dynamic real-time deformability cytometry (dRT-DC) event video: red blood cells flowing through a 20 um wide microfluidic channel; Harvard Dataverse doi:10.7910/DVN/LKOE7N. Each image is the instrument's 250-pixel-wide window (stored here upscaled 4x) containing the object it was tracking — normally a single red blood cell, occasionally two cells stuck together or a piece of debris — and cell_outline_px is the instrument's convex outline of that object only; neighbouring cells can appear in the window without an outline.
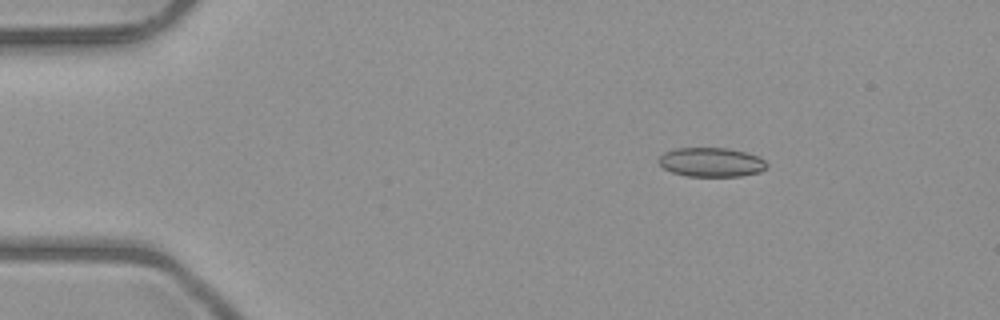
{"species": "common noctule bat (a hibernating species)", "species_latin": "Nyctalus noctula", "temperature_condition": "room temperature", "stored_images_in_passage": 51, "camera_frame_rate_fps": 3000, "um_per_image_px": 0.085, "animal": {"sex": "male", "body_mass_g": 23.1, "forearm_length_mm": 52.7}, "frame": {"image": 1, "passage_image": 8, "time_ms": 2.333, "image_size_px": [1000, 320], "cell_outline_px": [[768, 168], [760, 172], [740, 176], [688, 176], [672, 172], [664, 168], [656, 160], [664, 152], [676, 148], [728, 148], [744, 152], [756, 156], [764, 160], [768, 164]], "centroid_in_image_um": [60.45, 13.79], "position_along_channel_um": 24.5, "area_um2": 18.38}}
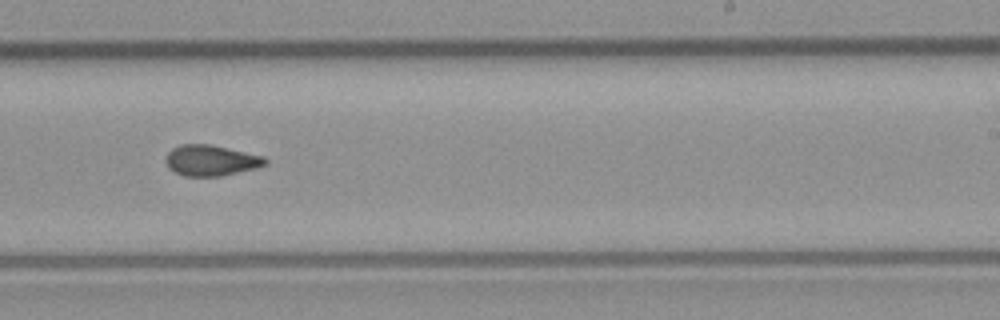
{"frame": {"image": 2, "passage_image": 32, "time_ms": 10.333, "image_size_px": [1000, 320], "cell_outline_px": [[268, 164], [256, 168], [220, 176], [184, 176], [168, 168], [164, 160], [168, 152], [172, 148], [180, 144], [212, 144], [264, 156], [268, 160]], "centroid_in_image_um": [17.93, 13.62], "position_along_channel_um": 271.1, "area_um2": 18.03}}
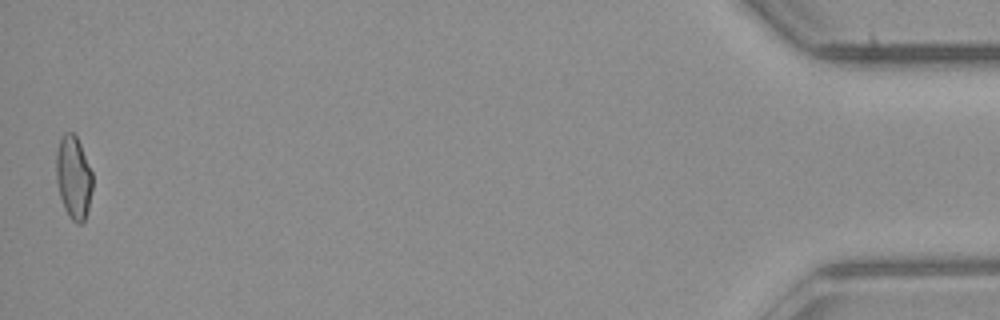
{"frame": {"image": 3, "passage_image": 51, "time_ms": 16.667, "image_size_px": [1000, 320], "cell_outline_px": [[92, 188], [88, 208], [84, 220], [80, 224], [76, 224], [68, 216], [64, 208], [60, 196], [56, 180], [56, 152], [60, 140], [64, 132], [72, 132], [76, 136], [80, 144], [92, 172]], "centroid_in_image_um": [6.24, 15.09], "position_along_channel_um": 429.0, "area_um2": 17.51}, "authors_computed_cell_mechanics": {"area_um2": 18.0336, "velocity_mm_per_s": 4.0294, "shape_relaxation_time_tau1_ms": null, "shape_relaxation_time_tau2_ms": 2.2648, "deformation_change_tau1": null, "deformation_change_tau2": 0.0747}}